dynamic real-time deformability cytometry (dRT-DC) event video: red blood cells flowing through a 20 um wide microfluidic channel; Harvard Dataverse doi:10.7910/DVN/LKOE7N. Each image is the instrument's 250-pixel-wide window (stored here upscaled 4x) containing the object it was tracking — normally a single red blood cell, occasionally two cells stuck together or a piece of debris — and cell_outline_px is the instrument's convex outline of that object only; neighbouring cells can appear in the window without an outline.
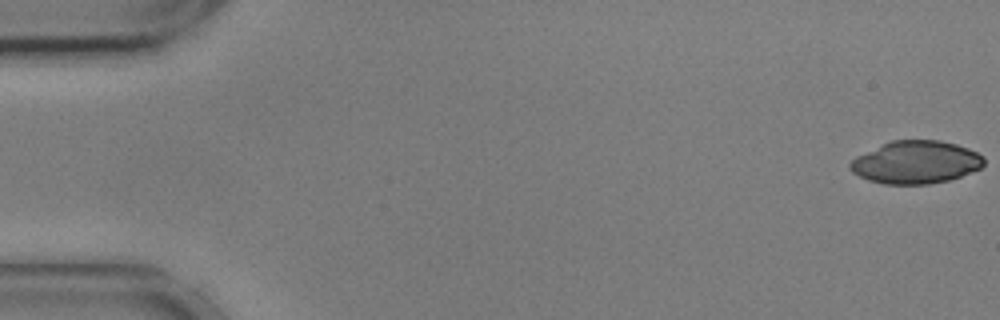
{"species": "common noctule bat (a hibernating species)", "species_latin": "Nyctalus noctula", "temperature_condition": "cold", "stored_images_in_passage": 55, "camera_frame_rate_fps": 3000, "um_per_image_px": 0.085, "animal": {"sex": "male", "body_mass_g": 17.9, "forearm_length_mm": 54.2}, "frame": {"image": 1, "passage_image": 1, "time_ms": 0.0, "image_size_px": [1000, 320], "cell_outline_px": [[984, 164], [980, 168], [960, 176], [948, 180], [928, 184], [884, 184], [868, 180], [852, 172], [848, 168], [848, 164], [856, 156], [892, 140], [940, 140], [956, 144], [968, 148], [984, 156]], "centroid_in_image_um": [77.83, 13.79], "position_along_channel_um": 7.2, "area_um2": 33.23}}